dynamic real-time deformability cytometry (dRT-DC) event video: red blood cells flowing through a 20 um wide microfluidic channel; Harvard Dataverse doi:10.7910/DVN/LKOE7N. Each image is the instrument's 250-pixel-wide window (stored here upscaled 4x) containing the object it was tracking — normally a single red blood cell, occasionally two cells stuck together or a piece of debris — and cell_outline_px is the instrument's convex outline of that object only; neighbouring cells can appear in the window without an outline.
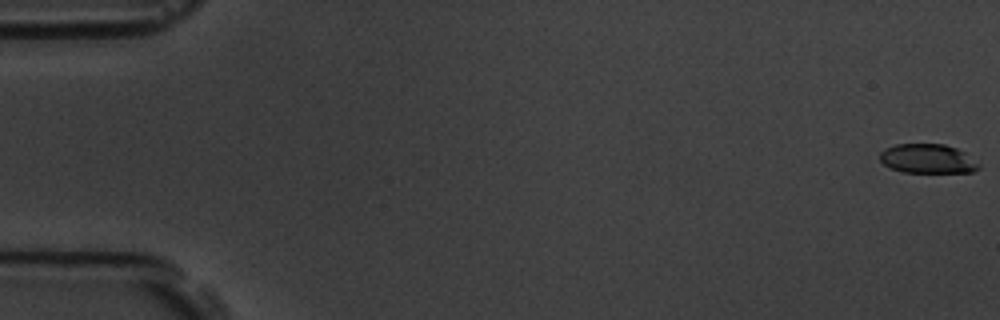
{"species": "common noctule bat (a hibernating species)", "species_latin": "Nyctalus noctula", "temperature_condition": "room temperature", "stored_images_in_passage": 59, "camera_frame_rate_fps": 3000, "um_per_image_px": 0.085, "animal": {"sex": "male", "body_mass_g": 19.5, "forearm_length_mm": 54.6}, "frame": {"image": 1, "passage_image": 1, "time_ms": 0.0, "image_size_px": [1000, 320], "cell_outline_px": [[980, 168], [972, 172], [904, 172], [892, 168], [884, 164], [880, 160], [880, 152], [884, 148], [896, 144], [944, 144], [956, 148], [964, 152], [980, 164]], "centroid_in_image_um": [78.85, 13.48], "position_along_channel_um": 6.1, "area_um2": 16.82}}
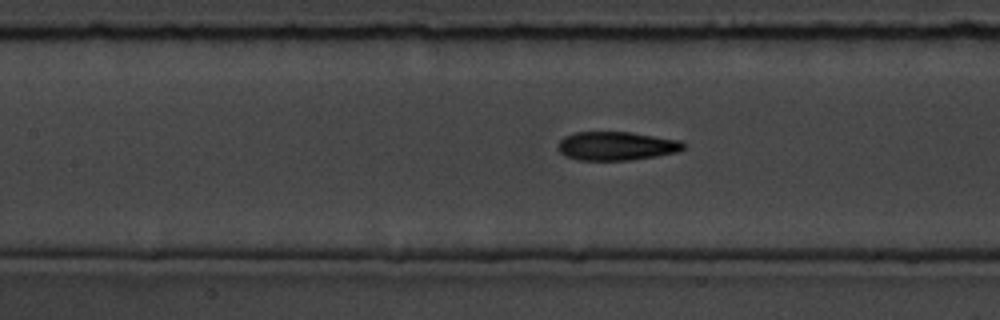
{"frame": {"image": 2, "passage_image": 27, "time_ms": 8.667, "image_size_px": [1000, 320], "cell_outline_px": [[684, 148], [676, 152], [656, 156], [628, 160], [576, 160], [560, 152], [556, 148], [556, 144], [564, 136], [576, 132], [632, 132], [680, 140], [684, 144]], "centroid_in_image_um": [52.36, 12.4], "position_along_channel_um": 155.0, "area_um2": 20.98}}
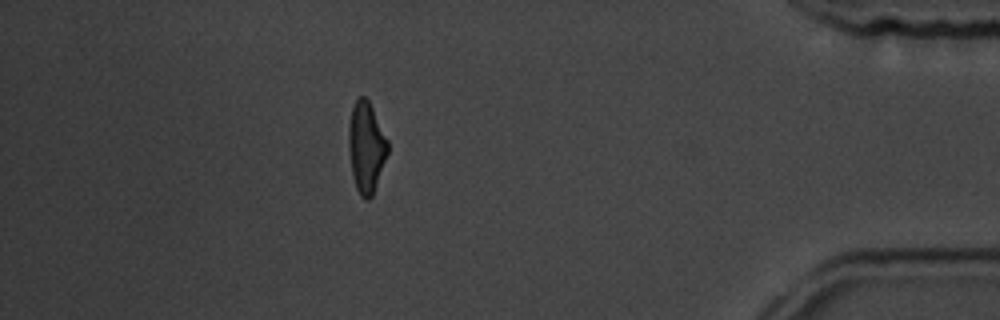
{"frame": {"image": 3, "passage_image": 52, "time_ms": 17.0, "image_size_px": [1000, 320], "cell_outline_px": [[388, 152], [372, 196], [368, 200], [364, 200], [360, 196], [356, 188], [352, 176], [348, 148], [348, 124], [352, 108], [356, 100], [360, 96], [364, 96], [368, 100], [388, 140]], "centroid_in_image_um": [31.11, 12.53], "position_along_channel_um": 404.1, "area_um2": 20.69}, "authors_computed_cell_mechanics": {"area_um2": 20.8658, "velocity_mm_per_s": 3.5353, "shape_relaxation_time_tau1_ms": 5.5073, "shape_relaxation_time_tau2_ms": 2.5724, "deformation_change_tau1": 0.1674, "deformation_change_tau2": 0.0966}}